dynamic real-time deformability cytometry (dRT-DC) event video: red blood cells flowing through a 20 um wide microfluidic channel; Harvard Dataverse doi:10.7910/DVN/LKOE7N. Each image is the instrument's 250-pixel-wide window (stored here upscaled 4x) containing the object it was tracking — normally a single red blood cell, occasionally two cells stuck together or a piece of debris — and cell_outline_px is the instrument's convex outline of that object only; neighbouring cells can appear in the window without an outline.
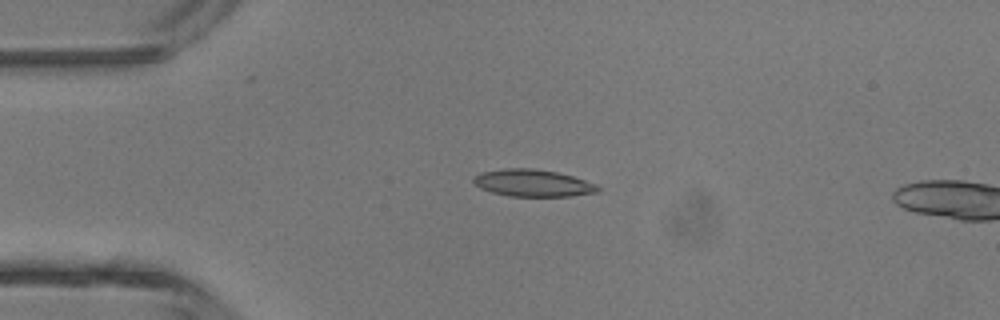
{"species": "common noctule bat (a hibernating species)", "species_latin": "Nyctalus noctula", "temperature_condition": "room temperature", "stored_images_in_passage": 4, "camera_frame_rate_fps": 3000, "um_per_image_px": 0.085, "animal": {"sex": "male", "body_mass_g": 13.3}, "frame": {"image": 1, "passage_image": 3, "time_ms": 2.333, "image_size_px": [1000, 320], "cell_outline_px": [[600, 192], [572, 196], [508, 196], [492, 192], [480, 188], [472, 180], [480, 172], [504, 168], [532, 168], [556, 172], [572, 176], [596, 184], [600, 188]], "centroid_in_image_um": [45.3, 15.56], "position_along_channel_um": 39.7, "area_um2": 19.59}}